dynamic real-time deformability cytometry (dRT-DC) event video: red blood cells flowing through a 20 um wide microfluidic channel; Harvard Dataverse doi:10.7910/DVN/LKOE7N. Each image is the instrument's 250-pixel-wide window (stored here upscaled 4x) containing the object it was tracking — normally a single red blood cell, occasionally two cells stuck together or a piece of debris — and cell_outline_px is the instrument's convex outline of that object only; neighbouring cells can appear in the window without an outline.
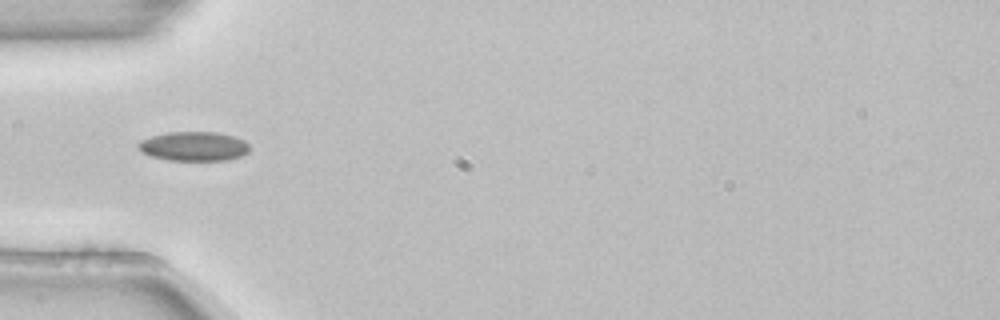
{"species": "common noctule bat (a hibernating species)", "species_latin": "Nyctalus noctula", "temperature_condition": "room temperature", "stored_images_in_passage": 8, "camera_frame_rate_fps": 3000, "um_per_image_px": 0.085, "animal": {"sex": "female", "body_mass_g": 22.7, "forearm_length_mm": 54.2}, "frame": {"image": 1, "passage_image": 4, "time_ms": 1.0, "image_size_px": [1000, 320], "cell_outline_px": [[248, 152], [240, 156], [228, 160], [168, 160], [152, 156], [144, 152], [136, 144], [140, 140], [152, 136], [168, 132], [216, 132], [232, 136], [244, 140], [248, 144]], "centroid_in_image_um": [16.47, 12.43], "position_along_channel_um": 68.5, "area_um2": 18.79}}